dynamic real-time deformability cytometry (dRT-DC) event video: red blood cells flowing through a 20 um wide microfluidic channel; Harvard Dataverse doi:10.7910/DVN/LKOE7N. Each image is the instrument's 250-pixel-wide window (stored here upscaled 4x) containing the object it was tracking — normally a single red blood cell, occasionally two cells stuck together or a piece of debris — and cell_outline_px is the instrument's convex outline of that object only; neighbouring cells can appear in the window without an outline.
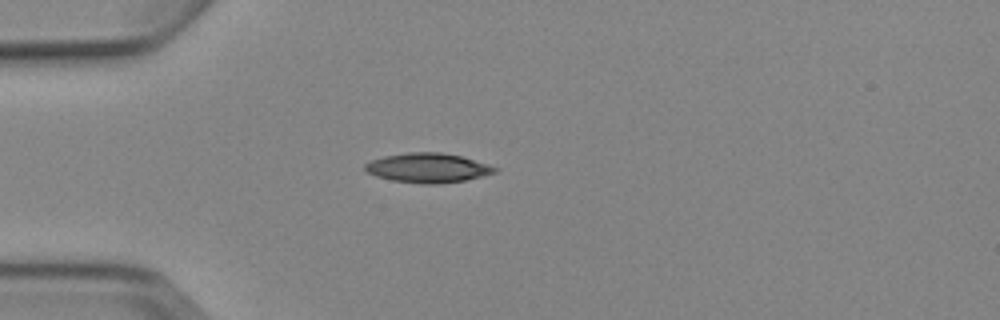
{"species": "Egyptian fruit bat (a non-hibernating species)", "species_latin": "Rousettus aegyptiacus", "temperature_condition": "cold", "stored_images_in_passage": 1, "camera_frame_rate_fps": 3000, "um_per_image_px": 0.085, "animal": {"sex": "female"}, "frame": {"image": 1, "passage_image": 1, "time_ms": 0.0, "image_size_px": [1000, 320], "cell_outline_px": [[496, 172], [464, 180], [440, 184], [420, 184], [392, 180], [376, 176], [368, 172], [364, 168], [364, 164], [372, 160], [384, 156], [408, 152], [440, 152], [460, 156], [496, 168]], "centroid_in_image_um": [36.29, 14.27], "position_along_channel_um": 48.7, "area_um2": 21.91}}